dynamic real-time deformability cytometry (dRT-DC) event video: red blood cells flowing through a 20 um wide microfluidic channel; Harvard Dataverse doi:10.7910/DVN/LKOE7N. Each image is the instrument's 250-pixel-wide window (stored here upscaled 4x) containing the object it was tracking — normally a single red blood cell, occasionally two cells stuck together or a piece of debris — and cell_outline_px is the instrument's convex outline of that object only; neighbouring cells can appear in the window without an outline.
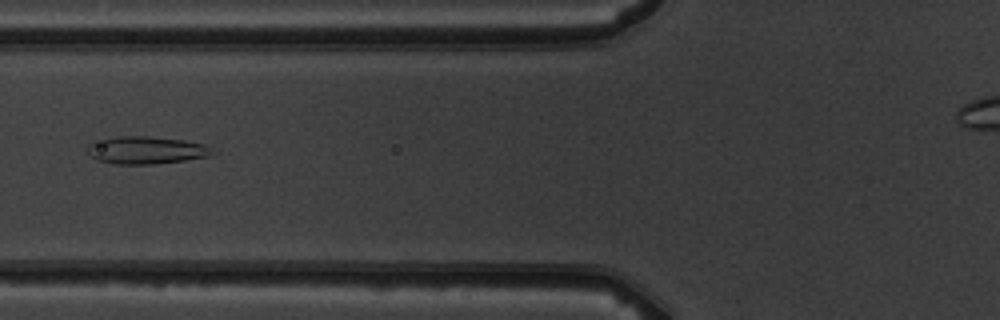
{"species": "common noctule bat (a hibernating species)", "species_latin": "Nyctalus noctula", "temperature_condition": "warm", "stored_images_in_passage": 6, "camera_frame_rate_fps": 3000, "um_per_image_px": 0.085, "animal": {"sex": "male", "body_mass_g": 19.5, "forearm_length_mm": 54.6}, "frame": {"image": 1, "passage_image": 5, "time_ms": 4.667, "image_size_px": [1000, 320], "cell_outline_px": [[212, 152], [208, 156], [184, 160], [152, 164], [116, 164], [100, 160], [92, 156], [88, 152], [88, 144], [92, 140], [116, 136], [148, 136], [184, 140], [208, 144]], "centroid_in_image_um": [12.39, 12.74], "position_along_channel_um": 113.4, "area_um2": 20.0}}